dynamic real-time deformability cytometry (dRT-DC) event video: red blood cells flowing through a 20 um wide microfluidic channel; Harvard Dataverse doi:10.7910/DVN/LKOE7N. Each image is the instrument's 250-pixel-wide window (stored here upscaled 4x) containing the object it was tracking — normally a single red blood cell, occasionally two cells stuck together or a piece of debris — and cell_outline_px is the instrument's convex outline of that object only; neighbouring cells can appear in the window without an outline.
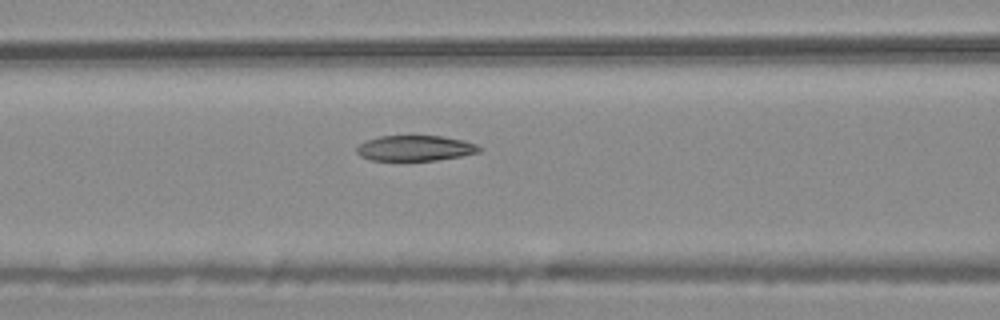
{"species": "common noctule bat (a hibernating species)", "species_latin": "Nyctalus noctula", "temperature_condition": "warm", "stored_images_in_passage": 7, "camera_frame_rate_fps": 3000, "um_per_image_px": 0.085, "animal": {"sex": "male", "body_mass_g": 20.4}, "frame": {"image": 1, "passage_image": 7, "time_ms": 2.0, "image_size_px": [1000, 320], "cell_outline_px": [[484, 148], [480, 152], [460, 156], [436, 160], [372, 160], [360, 156], [356, 152], [356, 148], [360, 144], [368, 140], [380, 136], [440, 136], [464, 140], [476, 144]], "centroid_in_image_um": [35.32, 12.59], "position_along_channel_um": 131.3, "area_um2": 18.09}}